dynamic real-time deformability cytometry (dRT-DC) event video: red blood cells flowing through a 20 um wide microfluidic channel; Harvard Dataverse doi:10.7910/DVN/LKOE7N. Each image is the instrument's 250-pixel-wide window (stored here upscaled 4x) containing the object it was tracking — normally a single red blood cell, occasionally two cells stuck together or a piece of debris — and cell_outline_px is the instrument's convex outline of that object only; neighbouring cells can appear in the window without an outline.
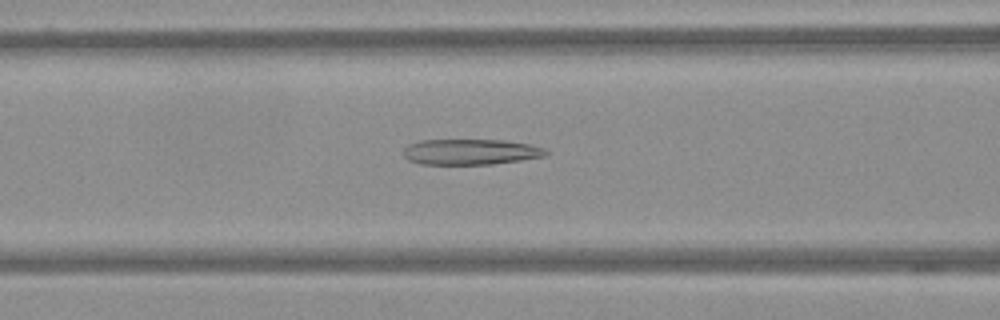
{"species": "Egyptian fruit bat (a non-hibernating species)", "species_latin": "Rousettus aegyptiacus", "temperature_condition": "warm", "stored_images_in_passage": 59, "camera_frame_rate_fps": 3000, "um_per_image_px": 0.085, "frame": {"image": 1, "passage_image": 25, "time_ms": 8.0, "image_size_px": [1000, 320], "cell_outline_px": [[548, 152], [544, 156], [520, 160], [492, 164], [420, 164], [408, 160], [404, 156], [404, 148], [408, 144], [420, 140], [504, 140], [528, 144], [544, 148]], "centroid_in_image_um": [39.96, 12.91], "position_along_channel_um": 126.6, "area_um2": 21.21}}
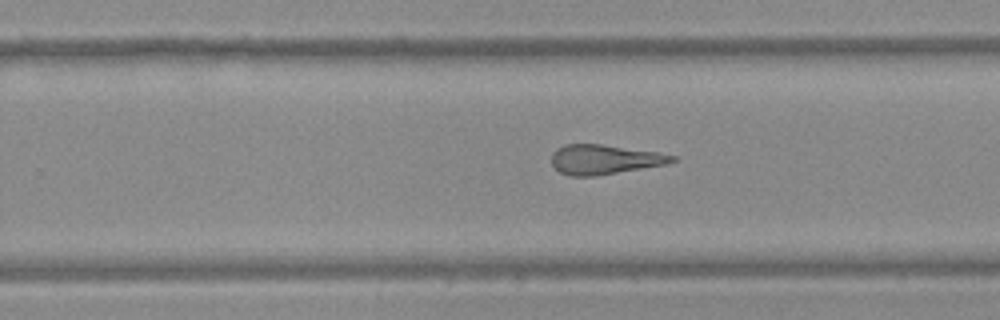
{"frame": {"image": 2, "passage_image": 38, "time_ms": 12.333, "image_size_px": [1000, 320], "cell_outline_px": [[680, 160], [664, 164], [596, 176], [568, 176], [560, 172], [552, 164], [552, 152], [556, 148], [564, 144], [600, 144], [656, 152], [676, 156]], "centroid_in_image_um": [51.34, 13.55], "position_along_channel_um": 278.5, "area_um2": 20.69}}
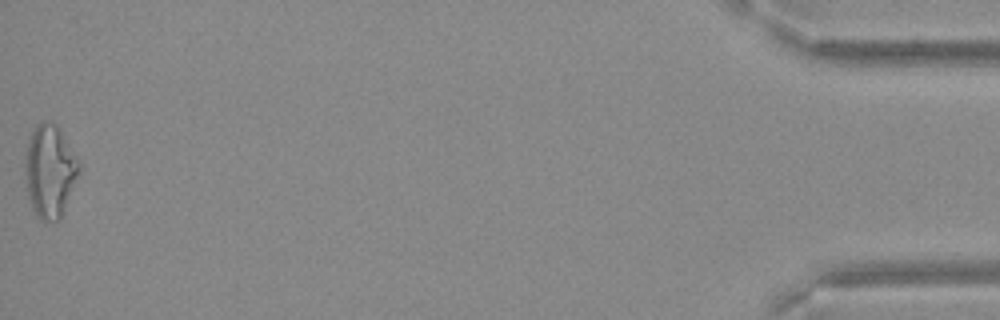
{"frame": {"image": 3, "passage_image": 59, "time_ms": 19.333, "image_size_px": [1000, 320], "cell_outline_px": [[80, 172], [60, 216], [56, 220], [40, 220], [36, 216], [32, 208], [28, 196], [24, 164], [28, 144], [32, 132], [36, 124], [44, 120], [52, 120], [60, 128], [80, 164]], "centroid_in_image_um": [4.23, 14.49], "position_along_channel_um": 431.0, "area_um2": 28.84}}